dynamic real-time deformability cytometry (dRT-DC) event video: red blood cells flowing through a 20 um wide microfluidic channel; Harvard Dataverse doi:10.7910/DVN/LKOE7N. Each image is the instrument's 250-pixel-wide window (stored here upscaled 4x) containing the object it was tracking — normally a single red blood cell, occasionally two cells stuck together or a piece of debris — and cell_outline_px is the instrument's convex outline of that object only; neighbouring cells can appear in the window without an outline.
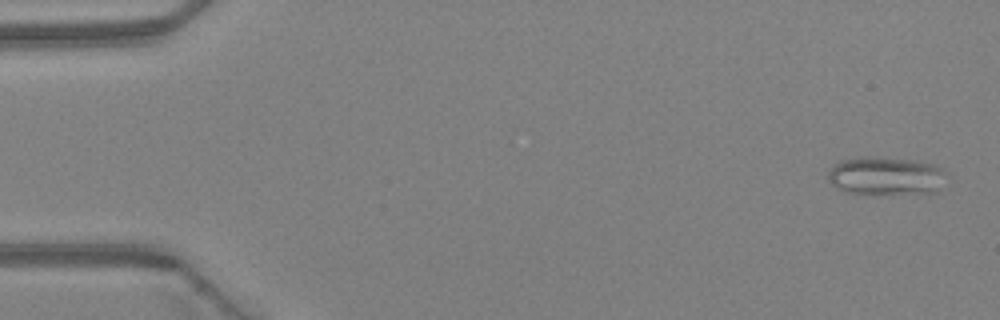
{"species": "Egyptian fruit bat (a non-hibernating species)", "species_latin": "Rousettus aegyptiacus", "temperature_condition": "warm", "stored_images_in_passage": 4, "camera_frame_rate_fps": 3000, "um_per_image_px": 0.085, "animal": {"sex": "female"}, "frame": {"image": 1, "passage_image": 1, "time_ms": 0.0, "image_size_px": [1000, 320], "cell_outline_px": [[948, 172], [936, 192], [880, 196], [848, 192], [832, 184], [828, 180], [828, 172], [840, 160], [860, 156], [876, 156], [916, 160], [936, 164], [944, 168]], "centroid_in_image_um": [75.34, 14.96], "position_along_channel_um": 9.7, "area_um2": 27.28}}